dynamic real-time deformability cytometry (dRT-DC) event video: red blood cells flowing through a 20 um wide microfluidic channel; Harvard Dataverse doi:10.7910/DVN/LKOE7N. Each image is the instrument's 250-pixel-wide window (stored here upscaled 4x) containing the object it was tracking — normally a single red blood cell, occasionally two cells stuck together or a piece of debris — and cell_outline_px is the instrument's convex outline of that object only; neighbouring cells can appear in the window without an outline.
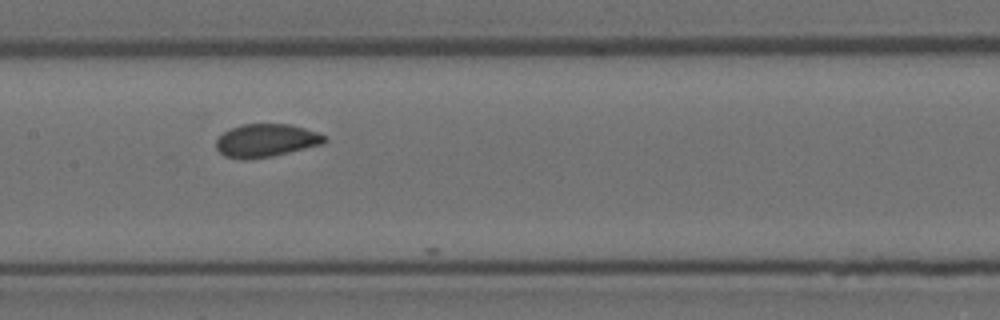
{"species": "Egyptian fruit bat (a non-hibernating species)", "species_latin": "Rousettus aegyptiacus", "temperature_condition": "room temperature", "stored_images_in_passage": 6, "camera_frame_rate_fps": 3000, "um_per_image_px": 0.085, "animal": {"sex": "female"}, "frame": {"image": 1, "passage_image": 5, "time_ms": 1.333, "image_size_px": [1000, 320], "cell_outline_px": [[328, 140], [324, 144], [272, 156], [244, 160], [224, 156], [216, 148], [216, 140], [224, 132], [240, 124], [292, 124], [328, 136]], "centroid_in_image_um": [22.64, 11.94], "position_along_channel_um": 184.8, "area_um2": 20.98}}